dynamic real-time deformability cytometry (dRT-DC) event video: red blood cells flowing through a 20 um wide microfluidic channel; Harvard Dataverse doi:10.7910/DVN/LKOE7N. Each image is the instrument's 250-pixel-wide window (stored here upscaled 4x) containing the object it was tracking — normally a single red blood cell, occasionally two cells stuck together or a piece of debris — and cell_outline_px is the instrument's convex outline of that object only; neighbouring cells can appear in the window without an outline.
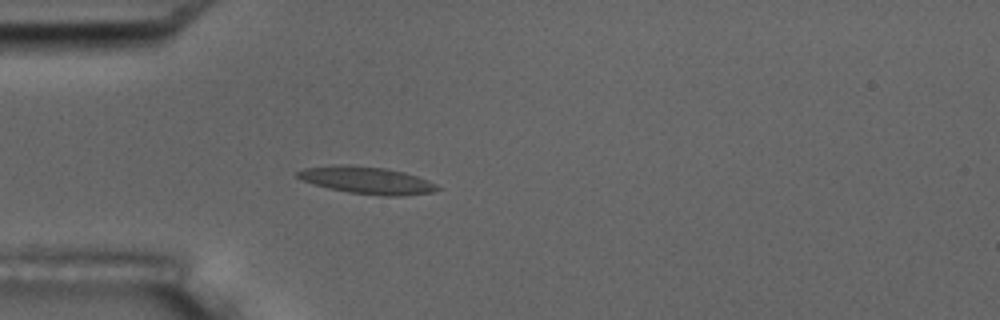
{"species": "common noctule bat (a hibernating species)", "species_latin": "Nyctalus noctula", "temperature_condition": "room temperature", "stored_images_in_passage": 5, "camera_frame_rate_fps": 3000, "um_per_image_px": 0.085, "animal": {"sex": "male", "body_mass_g": 17.5, "forearm_length_mm": 52.3}, "frame": {"image": 1, "passage_image": 5, "time_ms": 4.667, "image_size_px": [1000, 320], "cell_outline_px": [[440, 188], [432, 192], [400, 196], [388, 196], [348, 192], [328, 188], [312, 184], [300, 180], [296, 176], [296, 172], [304, 168], [336, 164], [352, 164], [388, 168], [404, 172], [428, 180], [436, 184]], "centroid_in_image_um": [31.13, 15.3], "position_along_channel_um": 53.9, "area_um2": 22.37}}